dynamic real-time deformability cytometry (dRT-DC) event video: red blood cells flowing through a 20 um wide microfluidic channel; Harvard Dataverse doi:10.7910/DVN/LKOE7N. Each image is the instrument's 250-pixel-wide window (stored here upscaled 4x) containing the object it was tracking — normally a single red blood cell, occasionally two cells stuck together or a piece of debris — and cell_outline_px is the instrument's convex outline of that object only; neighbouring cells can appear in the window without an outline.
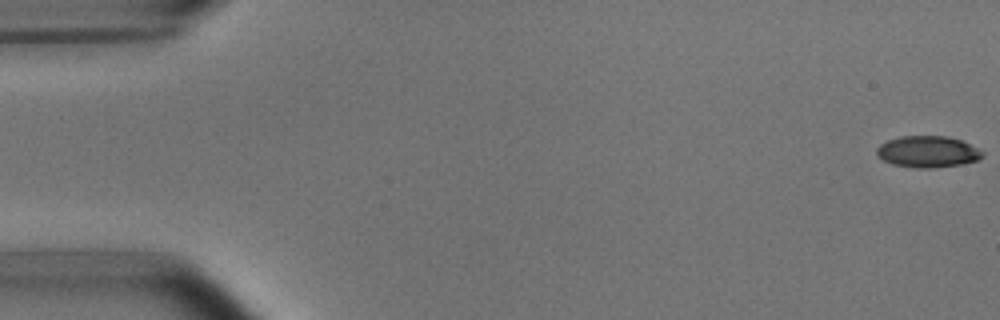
{"species": "common noctule bat (a hibernating species)", "species_latin": "Nyctalus noctula", "temperature_condition": "room temperature", "stored_images_in_passage": 53, "camera_frame_rate_fps": 3000, "um_per_image_px": 0.085, "animal": {"sex": "male", "body_mass_g": 15.6}, "frame": {"image": 1, "passage_image": 1, "time_ms": 0.0, "image_size_px": [1000, 320], "cell_outline_px": [[984, 156], [976, 160], [960, 164], [936, 168], [916, 168], [892, 164], [884, 160], [876, 152], [876, 148], [880, 144], [888, 140], [900, 136], [948, 136], [960, 140], [984, 152]], "centroid_in_image_um": [78.84, 12.89], "position_along_channel_um": 6.2, "area_um2": 19.25}}
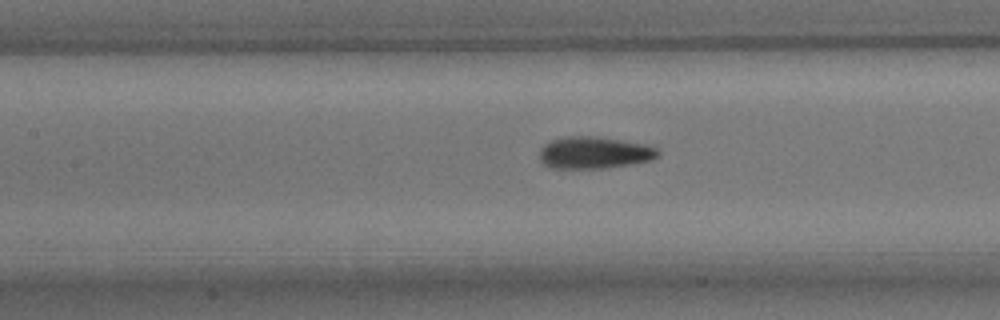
{"frame": {"image": 2, "passage_image": 24, "time_ms": 7.667, "image_size_px": [1000, 320], "cell_outline_px": [[660, 156], [652, 160], [632, 164], [604, 168], [552, 168], [544, 164], [540, 160], [540, 148], [544, 144], [552, 140], [568, 136], [592, 136], [620, 140], [644, 144], [656, 148], [660, 152]], "centroid_in_image_um": [50.52, 12.98], "position_along_channel_um": 156.9, "area_um2": 22.02}}
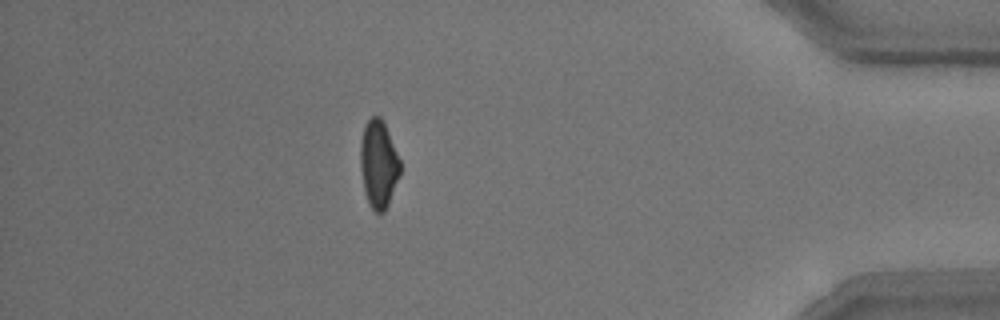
{"frame": {"image": 3, "passage_image": 47, "time_ms": 15.333, "image_size_px": [1000, 320], "cell_outline_px": [[400, 176], [388, 204], [384, 212], [376, 212], [368, 204], [364, 192], [360, 168], [360, 144], [364, 124], [372, 116], [380, 116], [384, 124], [400, 160]], "centroid_in_image_um": [32.16, 13.96], "position_along_channel_um": 403.0, "area_um2": 20.29}, "authors_computed_cell_mechanics": {"area_um2": 21.2126, "velocity_mm_per_s": 3.7893, "shape_relaxation_time_tau1_ms": 3.4093, "shape_relaxation_time_tau2_ms": 2.0865, "deformation_change_tau1": 0.1353, "deformation_change_tau2": 0.07}}